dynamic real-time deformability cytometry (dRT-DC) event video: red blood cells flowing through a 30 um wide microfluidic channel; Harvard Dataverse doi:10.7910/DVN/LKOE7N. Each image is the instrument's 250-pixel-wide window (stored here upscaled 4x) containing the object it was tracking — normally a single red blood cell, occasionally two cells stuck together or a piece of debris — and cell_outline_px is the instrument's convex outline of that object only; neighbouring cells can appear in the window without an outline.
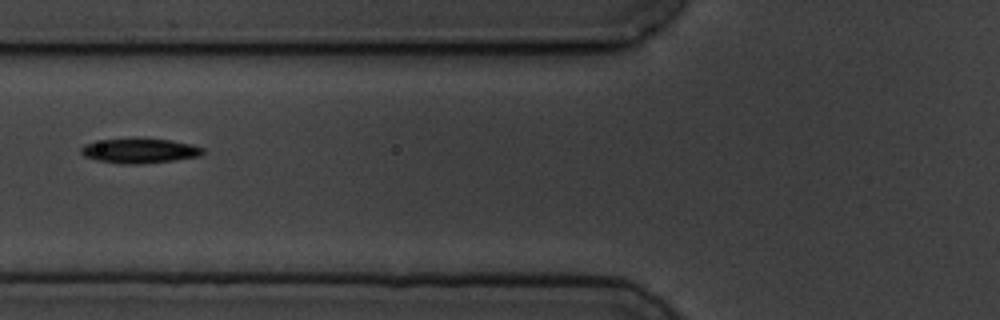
{"species": "common noctule bat (a hibernating species)", "species_latin": "Nyctalus noctula", "temperature_condition": "cold", "stored_images_in_passage": 4, "camera_frame_rate_fps": 3000, "um_per_image_px": 0.085, "animal": {"sex": "male", "body_mass_g": 19.5, "forearm_length_mm": 54.6}, "frame": {"image": 1, "passage_image": 4, "time_ms": 3.333, "image_size_px": [1000, 320], "cell_outline_px": [[204, 152], [200, 156], [172, 160], [140, 164], [120, 164], [96, 160], [84, 156], [80, 152], [80, 148], [84, 144], [104, 140], [136, 136], [172, 140], [192, 144], [204, 148]], "centroid_in_image_um": [11.86, 12.78], "position_along_channel_um": 113.9, "area_um2": 18.09}}